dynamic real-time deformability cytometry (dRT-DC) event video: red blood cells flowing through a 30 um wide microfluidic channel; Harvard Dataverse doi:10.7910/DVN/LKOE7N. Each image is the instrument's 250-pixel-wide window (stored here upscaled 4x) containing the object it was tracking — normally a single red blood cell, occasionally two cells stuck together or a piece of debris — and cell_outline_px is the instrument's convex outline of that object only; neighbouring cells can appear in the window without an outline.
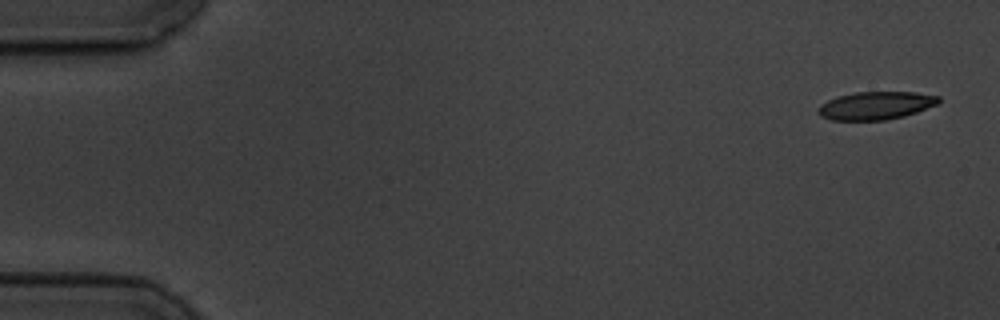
{"species": "common noctule bat (a hibernating species)", "species_latin": "Nyctalus noctula", "temperature_condition": "cold", "stored_images_in_passage": 4, "camera_frame_rate_fps": 3000, "um_per_image_px": 0.085, "animal": {"sex": "male", "body_mass_g": 19.5, "forearm_length_mm": 54.6}, "frame": {"image": 1, "passage_image": 1, "time_ms": 0.0, "image_size_px": [1000, 320], "cell_outline_px": [[940, 104], [904, 116], [884, 120], [832, 120], [820, 116], [816, 112], [816, 108], [820, 104], [836, 96], [856, 92], [916, 92], [940, 96]], "centroid_in_image_um": [74.43, 8.97], "position_along_channel_um": 10.6, "area_um2": 19.88}}
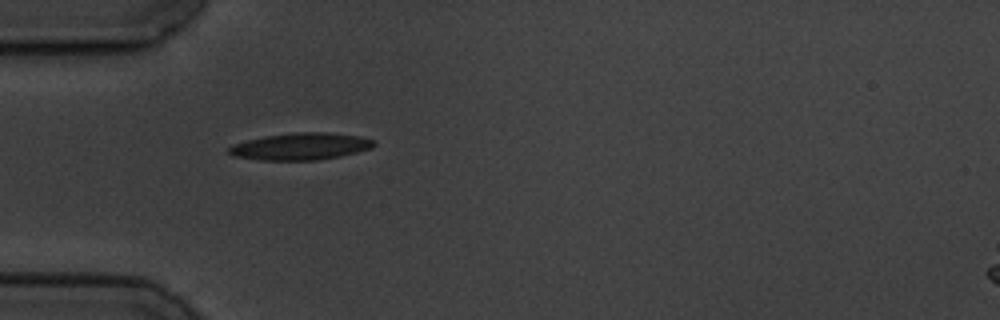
{"frame": {"image": 2, "passage_image": 4, "time_ms": 5.0, "image_size_px": [1000, 320], "cell_outline_px": [[376, 144], [372, 148], [340, 156], [316, 160], [260, 160], [236, 156], [228, 152], [228, 148], [232, 144], [264, 136], [292, 132], [328, 132], [360, 136], [372, 140]], "centroid_in_image_um": [25.56, 12.43], "position_along_channel_um": 59.4, "area_um2": 22.72}}